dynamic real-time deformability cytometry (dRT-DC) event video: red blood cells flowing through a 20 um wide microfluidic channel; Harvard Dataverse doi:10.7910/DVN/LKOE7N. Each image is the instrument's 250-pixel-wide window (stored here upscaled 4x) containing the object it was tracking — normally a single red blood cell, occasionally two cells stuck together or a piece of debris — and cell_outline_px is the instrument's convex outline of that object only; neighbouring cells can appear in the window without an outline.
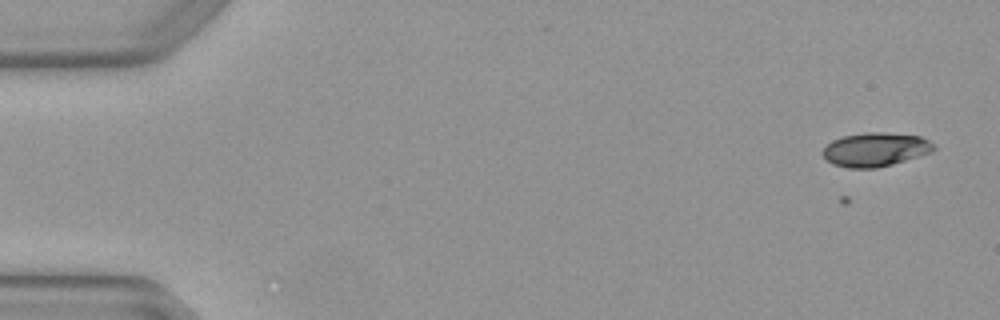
{"species": "Egyptian fruit bat (a non-hibernating species)", "species_latin": "Rousettus aegyptiacus", "temperature_condition": "warm", "stored_images_in_passage": 7, "camera_frame_rate_fps": 3000, "um_per_image_px": 0.085, "animal": {"sex": "female"}, "frame": {"image": 1, "passage_image": 1, "time_ms": 0.0, "image_size_px": [1000, 320], "cell_outline_px": [[936, 148], [932, 152], [892, 164], [876, 168], [848, 168], [832, 164], [820, 152], [832, 140], [844, 136], [868, 132], [884, 132], [920, 136], [936, 144]], "centroid_in_image_um": [74.42, 12.71], "position_along_channel_um": 10.6, "area_um2": 21.91}}
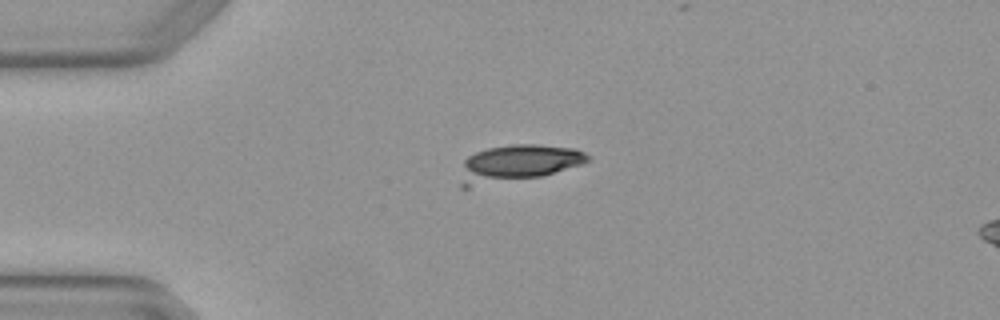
{"frame": {"image": 2, "passage_image": 3, "time_ms": 0.667, "image_size_px": [1000, 320], "cell_outline_px": [[588, 160], [580, 164], [540, 176], [468, 188], [460, 188], [460, 184], [464, 160], [468, 156], [476, 152], [488, 148], [512, 144], [536, 144], [576, 148], [584, 152], [588, 156]], "centroid_in_image_um": [43.95, 13.88], "position_along_channel_um": 41.1, "area_um2": 26.99}}
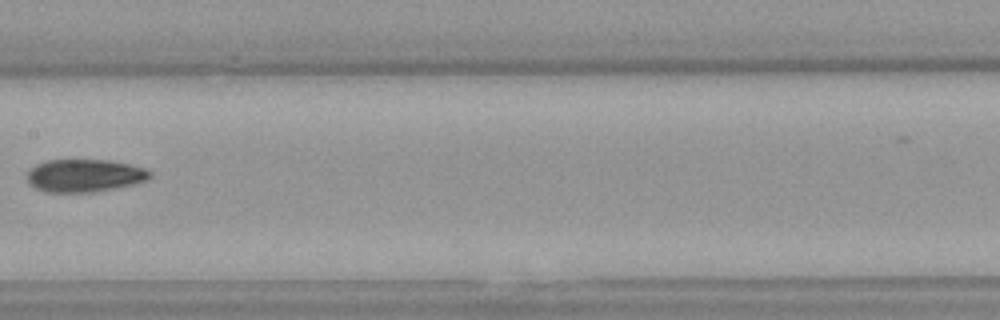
{"frame": {"image": 3, "passage_image": 7, "time_ms": 2.0, "image_size_px": [1000, 320], "cell_outline_px": [[152, 176], [148, 180], [136, 184], [96, 192], [44, 192], [28, 184], [28, 172], [36, 164], [44, 160], [108, 160], [128, 164], [144, 168], [152, 172]], "centroid_in_image_um": [7.21, 14.93], "position_along_channel_um": 200.2, "area_um2": 23.64}}